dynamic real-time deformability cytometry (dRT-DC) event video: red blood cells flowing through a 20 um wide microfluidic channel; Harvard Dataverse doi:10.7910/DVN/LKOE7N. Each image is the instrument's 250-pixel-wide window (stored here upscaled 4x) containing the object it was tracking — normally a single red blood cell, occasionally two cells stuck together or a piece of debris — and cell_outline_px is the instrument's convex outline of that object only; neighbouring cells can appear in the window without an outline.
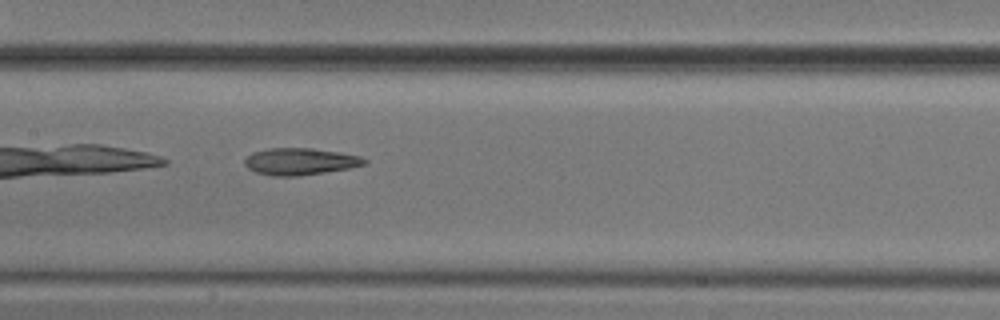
{"species": "common noctule bat (a hibernating species)", "species_latin": "Nyctalus noctula", "temperature_condition": "cold", "stored_images_in_passage": 34, "camera_frame_rate_fps": 3000, "um_per_image_px": 0.085, "animal": {"sex": "male", "body_mass_g": 20.5, "forearm_length_mm": 52.5}, "frame": {"image": 1, "passage_image": 10, "time_ms": 3.0, "image_size_px": [1000, 320], "cell_outline_px": [[368, 160], [364, 164], [348, 168], [300, 176], [272, 176], [256, 172], [248, 168], [244, 164], [244, 160], [252, 152], [268, 148], [312, 148], [340, 152], [360, 156]], "centroid_in_image_um": [25.48, 13.72], "position_along_channel_um": 181.9, "area_um2": 18.73}}
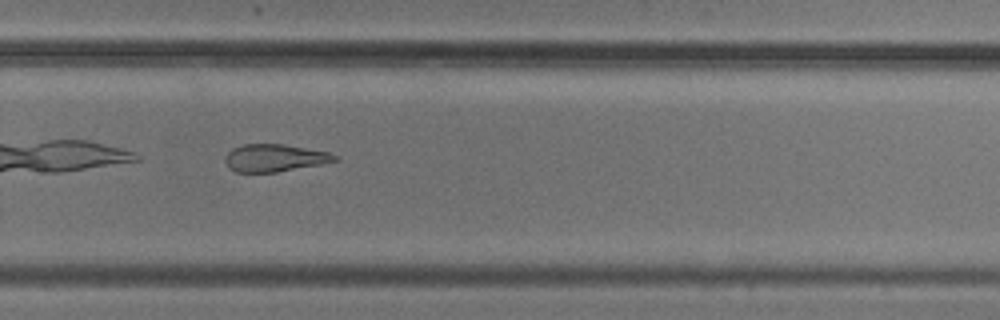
{"frame": {"image": 2, "passage_image": 20, "time_ms": 6.333, "image_size_px": [1000, 320], "cell_outline_px": [[340, 160], [320, 164], [276, 172], [236, 172], [228, 168], [224, 160], [228, 152], [232, 148], [244, 144], [284, 144], [328, 152], [336, 156]], "centroid_in_image_um": [23.31, 13.42], "position_along_channel_um": 306.5, "area_um2": 17.46}, "authors_computed_cell_mechanics": {"area_um2": 19.074, "velocity_mm_per_s": 3.7589, "shape_relaxation_time_tau1_ms": 5.5219, "shape_relaxation_time_tau2_ms": 5.5524, "deformation_change_tau1": 0.1389, "deformation_change_tau2": 0.1628}}